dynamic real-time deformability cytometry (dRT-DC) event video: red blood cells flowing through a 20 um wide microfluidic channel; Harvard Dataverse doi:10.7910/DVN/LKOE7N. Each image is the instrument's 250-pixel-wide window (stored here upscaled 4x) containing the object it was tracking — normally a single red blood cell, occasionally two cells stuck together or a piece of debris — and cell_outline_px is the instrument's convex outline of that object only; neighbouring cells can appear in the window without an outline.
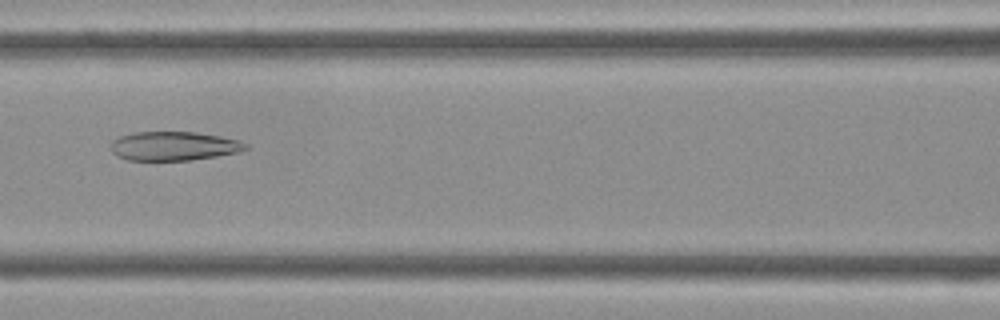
{"species": "Egyptian fruit bat (a non-hibernating species)", "species_latin": "Rousettus aegyptiacus", "temperature_condition": "cold", "stored_images_in_passage": 33, "camera_frame_rate_fps": 3000, "um_per_image_px": 0.085, "frame": {"image": 1, "passage_image": 8, "time_ms": 2.333, "image_size_px": [1000, 320], "cell_outline_px": [[252, 148], [240, 152], [192, 160], [128, 160], [116, 156], [112, 152], [112, 140], [120, 136], [132, 132], [196, 132], [220, 136], [240, 140], [248, 144]], "centroid_in_image_um": [14.82, 12.41], "position_along_channel_um": 151.8, "area_um2": 23.0}}
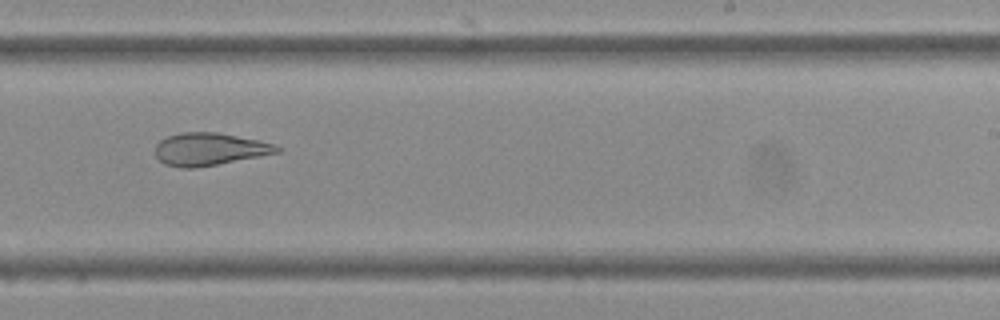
{"frame": {"image": 2, "passage_image": 16, "time_ms": 5.0, "image_size_px": [1000, 320], "cell_outline_px": [[284, 148], [280, 152], [260, 156], [196, 168], [180, 168], [164, 164], [156, 156], [156, 144], [160, 140], [168, 136], [180, 132], [216, 132], [276, 144]], "centroid_in_image_um": [17.8, 12.68], "position_along_channel_um": 271.2, "area_um2": 23.06}}
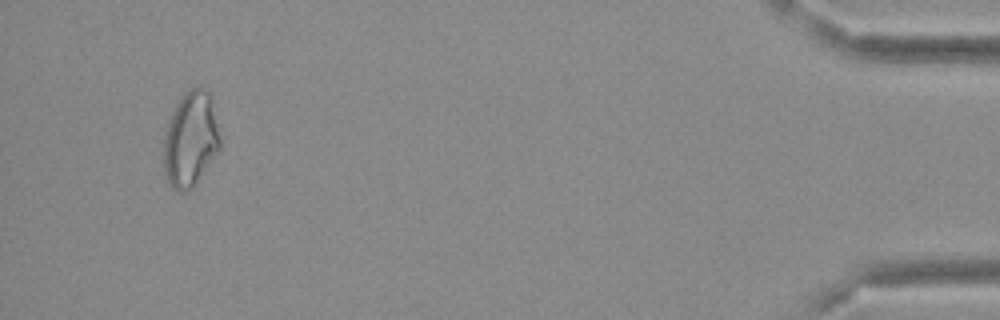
{"frame": {"image": 3, "passage_image": 31, "time_ms": 10.0, "image_size_px": [1000, 320], "cell_outline_px": [[220, 148], [192, 188], [184, 192], [176, 192], [172, 188], [164, 176], [164, 132], [168, 120], [180, 96], [192, 88], [204, 88], [208, 92], [220, 140]], "centroid_in_image_um": [16.14, 11.88], "position_along_channel_um": 419.1, "area_um2": 30.81}}